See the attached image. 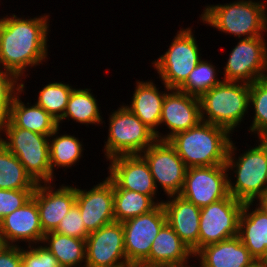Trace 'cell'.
Returning <instances> with one entry per match:
<instances>
[{"label": "cell", "instance_id": "cell-1", "mask_svg": "<svg viewBox=\"0 0 267 267\" xmlns=\"http://www.w3.org/2000/svg\"><path fill=\"white\" fill-rule=\"evenodd\" d=\"M0 16V67L25 84L29 73L50 59V14ZM49 36V37H48ZM49 54V55H48ZM34 68V69H33Z\"/></svg>", "mask_w": 267, "mask_h": 267}, {"label": "cell", "instance_id": "cell-2", "mask_svg": "<svg viewBox=\"0 0 267 267\" xmlns=\"http://www.w3.org/2000/svg\"><path fill=\"white\" fill-rule=\"evenodd\" d=\"M234 141L226 160L229 194L240 202L254 203L267 190V139L255 138L245 150Z\"/></svg>", "mask_w": 267, "mask_h": 267}, {"label": "cell", "instance_id": "cell-3", "mask_svg": "<svg viewBox=\"0 0 267 267\" xmlns=\"http://www.w3.org/2000/svg\"><path fill=\"white\" fill-rule=\"evenodd\" d=\"M202 8L198 22L220 34L230 35L229 38L233 36L237 40L267 36V0H233L206 4Z\"/></svg>", "mask_w": 267, "mask_h": 267}, {"label": "cell", "instance_id": "cell-4", "mask_svg": "<svg viewBox=\"0 0 267 267\" xmlns=\"http://www.w3.org/2000/svg\"><path fill=\"white\" fill-rule=\"evenodd\" d=\"M232 137L225 128L200 121L195 127L174 134L168 141L189 168L226 164Z\"/></svg>", "mask_w": 267, "mask_h": 267}, {"label": "cell", "instance_id": "cell-5", "mask_svg": "<svg viewBox=\"0 0 267 267\" xmlns=\"http://www.w3.org/2000/svg\"><path fill=\"white\" fill-rule=\"evenodd\" d=\"M250 84L222 81L200 99L201 121L220 126L232 135L249 115ZM237 129V130H236Z\"/></svg>", "mask_w": 267, "mask_h": 267}, {"label": "cell", "instance_id": "cell-6", "mask_svg": "<svg viewBox=\"0 0 267 267\" xmlns=\"http://www.w3.org/2000/svg\"><path fill=\"white\" fill-rule=\"evenodd\" d=\"M0 141L36 184L58 181L51 172L49 136L17 127L8 119L0 126Z\"/></svg>", "mask_w": 267, "mask_h": 267}, {"label": "cell", "instance_id": "cell-7", "mask_svg": "<svg viewBox=\"0 0 267 267\" xmlns=\"http://www.w3.org/2000/svg\"><path fill=\"white\" fill-rule=\"evenodd\" d=\"M181 27L169 45H166L168 49H165L164 54L151 61L155 73L159 76L157 79L169 89H179L202 59V48L198 45L200 43H197L193 26Z\"/></svg>", "mask_w": 267, "mask_h": 267}, {"label": "cell", "instance_id": "cell-8", "mask_svg": "<svg viewBox=\"0 0 267 267\" xmlns=\"http://www.w3.org/2000/svg\"><path fill=\"white\" fill-rule=\"evenodd\" d=\"M120 104L107 114L108 134L102 149L106 160L118 155L141 154L157 140L151 129L123 103Z\"/></svg>", "mask_w": 267, "mask_h": 267}, {"label": "cell", "instance_id": "cell-9", "mask_svg": "<svg viewBox=\"0 0 267 267\" xmlns=\"http://www.w3.org/2000/svg\"><path fill=\"white\" fill-rule=\"evenodd\" d=\"M267 36L239 39L222 65L223 81L253 83L267 77Z\"/></svg>", "mask_w": 267, "mask_h": 267}, {"label": "cell", "instance_id": "cell-10", "mask_svg": "<svg viewBox=\"0 0 267 267\" xmlns=\"http://www.w3.org/2000/svg\"><path fill=\"white\" fill-rule=\"evenodd\" d=\"M244 203L231 195L200 210L198 251L206 245L238 236Z\"/></svg>", "mask_w": 267, "mask_h": 267}, {"label": "cell", "instance_id": "cell-11", "mask_svg": "<svg viewBox=\"0 0 267 267\" xmlns=\"http://www.w3.org/2000/svg\"><path fill=\"white\" fill-rule=\"evenodd\" d=\"M179 195L199 208L228 197L226 164L187 168Z\"/></svg>", "mask_w": 267, "mask_h": 267}, {"label": "cell", "instance_id": "cell-12", "mask_svg": "<svg viewBox=\"0 0 267 267\" xmlns=\"http://www.w3.org/2000/svg\"><path fill=\"white\" fill-rule=\"evenodd\" d=\"M140 155L148 163L157 190L165 197L179 195L187 167L169 141L156 140Z\"/></svg>", "mask_w": 267, "mask_h": 267}, {"label": "cell", "instance_id": "cell-13", "mask_svg": "<svg viewBox=\"0 0 267 267\" xmlns=\"http://www.w3.org/2000/svg\"><path fill=\"white\" fill-rule=\"evenodd\" d=\"M166 223L162 204L149 213L122 222L125 254L130 265L143 263L149 257L152 242Z\"/></svg>", "mask_w": 267, "mask_h": 267}, {"label": "cell", "instance_id": "cell-14", "mask_svg": "<svg viewBox=\"0 0 267 267\" xmlns=\"http://www.w3.org/2000/svg\"><path fill=\"white\" fill-rule=\"evenodd\" d=\"M108 161L106 176L113 182L114 189L142 193L162 204L163 199L158 197L160 192L156 188L148 163L140 154L118 155L106 162Z\"/></svg>", "mask_w": 267, "mask_h": 267}, {"label": "cell", "instance_id": "cell-15", "mask_svg": "<svg viewBox=\"0 0 267 267\" xmlns=\"http://www.w3.org/2000/svg\"><path fill=\"white\" fill-rule=\"evenodd\" d=\"M123 224L111 222L91 232L86 239L85 267H129Z\"/></svg>", "mask_w": 267, "mask_h": 267}, {"label": "cell", "instance_id": "cell-16", "mask_svg": "<svg viewBox=\"0 0 267 267\" xmlns=\"http://www.w3.org/2000/svg\"><path fill=\"white\" fill-rule=\"evenodd\" d=\"M104 178L87 189L76 185L75 204L89 233L115 221L114 184L106 175Z\"/></svg>", "mask_w": 267, "mask_h": 267}, {"label": "cell", "instance_id": "cell-17", "mask_svg": "<svg viewBox=\"0 0 267 267\" xmlns=\"http://www.w3.org/2000/svg\"><path fill=\"white\" fill-rule=\"evenodd\" d=\"M200 121L199 97L184 93L179 89H170L162 104L159 140H168L178 132L195 127ZM162 128L166 129V132L163 130L161 132Z\"/></svg>", "mask_w": 267, "mask_h": 267}, {"label": "cell", "instance_id": "cell-18", "mask_svg": "<svg viewBox=\"0 0 267 267\" xmlns=\"http://www.w3.org/2000/svg\"><path fill=\"white\" fill-rule=\"evenodd\" d=\"M73 185L60 183L57 186L55 182L36 185L32 197L36 200L44 233L54 231L76 203V185Z\"/></svg>", "mask_w": 267, "mask_h": 267}, {"label": "cell", "instance_id": "cell-19", "mask_svg": "<svg viewBox=\"0 0 267 267\" xmlns=\"http://www.w3.org/2000/svg\"><path fill=\"white\" fill-rule=\"evenodd\" d=\"M0 233L6 245L21 246L25 243L23 246L28 247L42 243L45 233L36 200L32 197L22 207L6 215L0 222Z\"/></svg>", "mask_w": 267, "mask_h": 267}, {"label": "cell", "instance_id": "cell-20", "mask_svg": "<svg viewBox=\"0 0 267 267\" xmlns=\"http://www.w3.org/2000/svg\"><path fill=\"white\" fill-rule=\"evenodd\" d=\"M144 81L136 79L133 95L129 104L122 102L132 113H134L149 129H151L157 140H159V127L162 114V104L166 93L170 90L164 83L163 91L160 85H156L155 79ZM160 86V88L158 87Z\"/></svg>", "mask_w": 267, "mask_h": 267}, {"label": "cell", "instance_id": "cell-21", "mask_svg": "<svg viewBox=\"0 0 267 267\" xmlns=\"http://www.w3.org/2000/svg\"><path fill=\"white\" fill-rule=\"evenodd\" d=\"M167 223L179 238L192 250L198 252L200 210L180 195H171L162 201Z\"/></svg>", "mask_w": 267, "mask_h": 267}, {"label": "cell", "instance_id": "cell-22", "mask_svg": "<svg viewBox=\"0 0 267 267\" xmlns=\"http://www.w3.org/2000/svg\"><path fill=\"white\" fill-rule=\"evenodd\" d=\"M194 261L200 267H255L258 263L236 236L201 248Z\"/></svg>", "mask_w": 267, "mask_h": 267}, {"label": "cell", "instance_id": "cell-23", "mask_svg": "<svg viewBox=\"0 0 267 267\" xmlns=\"http://www.w3.org/2000/svg\"><path fill=\"white\" fill-rule=\"evenodd\" d=\"M190 262H194L192 250L166 223L152 242L149 257L143 263L179 267L189 265Z\"/></svg>", "mask_w": 267, "mask_h": 267}, {"label": "cell", "instance_id": "cell-24", "mask_svg": "<svg viewBox=\"0 0 267 267\" xmlns=\"http://www.w3.org/2000/svg\"><path fill=\"white\" fill-rule=\"evenodd\" d=\"M238 237L258 263L267 252V213L255 203H244Z\"/></svg>", "mask_w": 267, "mask_h": 267}, {"label": "cell", "instance_id": "cell-25", "mask_svg": "<svg viewBox=\"0 0 267 267\" xmlns=\"http://www.w3.org/2000/svg\"><path fill=\"white\" fill-rule=\"evenodd\" d=\"M27 83L21 84V90L15 95L11 104L9 119L22 129L50 136L58 127L57 121L34 101H22L23 94L27 95ZM23 93V94H22ZM22 95V96H21Z\"/></svg>", "mask_w": 267, "mask_h": 267}, {"label": "cell", "instance_id": "cell-26", "mask_svg": "<svg viewBox=\"0 0 267 267\" xmlns=\"http://www.w3.org/2000/svg\"><path fill=\"white\" fill-rule=\"evenodd\" d=\"M92 91L91 88H85V85L84 88L75 87L72 90L64 115L57 122L58 126L65 128L62 127V123H69L73 120L71 123L82 124L87 128L89 125L101 127L104 123L102 126L103 129L106 122L100 109L101 106L98 104L99 101L96 99L97 95L95 96Z\"/></svg>", "mask_w": 267, "mask_h": 267}, {"label": "cell", "instance_id": "cell-27", "mask_svg": "<svg viewBox=\"0 0 267 267\" xmlns=\"http://www.w3.org/2000/svg\"><path fill=\"white\" fill-rule=\"evenodd\" d=\"M60 129L62 130V128L58 126L49 136L50 167L51 172L55 177L57 169L60 168L66 172L67 169H72L74 166L77 167L76 164L80 163L81 158L85 157L83 156L85 150L83 145L84 139L81 138L80 140L78 135L68 134L65 130L61 134Z\"/></svg>", "mask_w": 267, "mask_h": 267}, {"label": "cell", "instance_id": "cell-28", "mask_svg": "<svg viewBox=\"0 0 267 267\" xmlns=\"http://www.w3.org/2000/svg\"><path fill=\"white\" fill-rule=\"evenodd\" d=\"M56 258L61 267H85L86 240L48 232L43 236L41 243Z\"/></svg>", "mask_w": 267, "mask_h": 267}, {"label": "cell", "instance_id": "cell-29", "mask_svg": "<svg viewBox=\"0 0 267 267\" xmlns=\"http://www.w3.org/2000/svg\"><path fill=\"white\" fill-rule=\"evenodd\" d=\"M159 204L151 197L125 189H114L115 221L124 222L154 210Z\"/></svg>", "mask_w": 267, "mask_h": 267}, {"label": "cell", "instance_id": "cell-30", "mask_svg": "<svg viewBox=\"0 0 267 267\" xmlns=\"http://www.w3.org/2000/svg\"><path fill=\"white\" fill-rule=\"evenodd\" d=\"M249 111L253 113L246 117L247 119L251 117L247 132L256 139H267V77L250 84Z\"/></svg>", "mask_w": 267, "mask_h": 267}, {"label": "cell", "instance_id": "cell-31", "mask_svg": "<svg viewBox=\"0 0 267 267\" xmlns=\"http://www.w3.org/2000/svg\"><path fill=\"white\" fill-rule=\"evenodd\" d=\"M36 185L18 158L0 142V189H35Z\"/></svg>", "mask_w": 267, "mask_h": 267}, {"label": "cell", "instance_id": "cell-32", "mask_svg": "<svg viewBox=\"0 0 267 267\" xmlns=\"http://www.w3.org/2000/svg\"><path fill=\"white\" fill-rule=\"evenodd\" d=\"M75 86L64 81L48 82L38 91L33 101L49 113L57 122L63 117L69 97Z\"/></svg>", "mask_w": 267, "mask_h": 267}, {"label": "cell", "instance_id": "cell-33", "mask_svg": "<svg viewBox=\"0 0 267 267\" xmlns=\"http://www.w3.org/2000/svg\"><path fill=\"white\" fill-rule=\"evenodd\" d=\"M214 64L216 63H213L211 58L208 61L203 57L179 90L200 98L205 92L219 85L223 81L221 70Z\"/></svg>", "mask_w": 267, "mask_h": 267}, {"label": "cell", "instance_id": "cell-34", "mask_svg": "<svg viewBox=\"0 0 267 267\" xmlns=\"http://www.w3.org/2000/svg\"><path fill=\"white\" fill-rule=\"evenodd\" d=\"M21 90V81L0 67V126L9 119L11 104Z\"/></svg>", "mask_w": 267, "mask_h": 267}, {"label": "cell", "instance_id": "cell-35", "mask_svg": "<svg viewBox=\"0 0 267 267\" xmlns=\"http://www.w3.org/2000/svg\"><path fill=\"white\" fill-rule=\"evenodd\" d=\"M22 267H61L53 254L41 243L22 246Z\"/></svg>", "mask_w": 267, "mask_h": 267}, {"label": "cell", "instance_id": "cell-36", "mask_svg": "<svg viewBox=\"0 0 267 267\" xmlns=\"http://www.w3.org/2000/svg\"><path fill=\"white\" fill-rule=\"evenodd\" d=\"M83 222L79 207L74 204L53 232L86 240L90 233Z\"/></svg>", "mask_w": 267, "mask_h": 267}, {"label": "cell", "instance_id": "cell-37", "mask_svg": "<svg viewBox=\"0 0 267 267\" xmlns=\"http://www.w3.org/2000/svg\"><path fill=\"white\" fill-rule=\"evenodd\" d=\"M34 189H0V222L8 214L22 207L33 196Z\"/></svg>", "mask_w": 267, "mask_h": 267}, {"label": "cell", "instance_id": "cell-38", "mask_svg": "<svg viewBox=\"0 0 267 267\" xmlns=\"http://www.w3.org/2000/svg\"><path fill=\"white\" fill-rule=\"evenodd\" d=\"M0 267H22V246L5 245L0 251Z\"/></svg>", "mask_w": 267, "mask_h": 267}, {"label": "cell", "instance_id": "cell-39", "mask_svg": "<svg viewBox=\"0 0 267 267\" xmlns=\"http://www.w3.org/2000/svg\"><path fill=\"white\" fill-rule=\"evenodd\" d=\"M254 203L267 213V190Z\"/></svg>", "mask_w": 267, "mask_h": 267}, {"label": "cell", "instance_id": "cell-40", "mask_svg": "<svg viewBox=\"0 0 267 267\" xmlns=\"http://www.w3.org/2000/svg\"><path fill=\"white\" fill-rule=\"evenodd\" d=\"M129 267H170V266H165V265H150V264H145V263H136L132 264Z\"/></svg>", "mask_w": 267, "mask_h": 267}, {"label": "cell", "instance_id": "cell-41", "mask_svg": "<svg viewBox=\"0 0 267 267\" xmlns=\"http://www.w3.org/2000/svg\"><path fill=\"white\" fill-rule=\"evenodd\" d=\"M258 265L260 267H267V252L266 254L260 259V261L258 262Z\"/></svg>", "mask_w": 267, "mask_h": 267}, {"label": "cell", "instance_id": "cell-42", "mask_svg": "<svg viewBox=\"0 0 267 267\" xmlns=\"http://www.w3.org/2000/svg\"><path fill=\"white\" fill-rule=\"evenodd\" d=\"M5 245L6 244H5V242H4V240H3L2 236H1V233H0V251Z\"/></svg>", "mask_w": 267, "mask_h": 267}, {"label": "cell", "instance_id": "cell-43", "mask_svg": "<svg viewBox=\"0 0 267 267\" xmlns=\"http://www.w3.org/2000/svg\"><path fill=\"white\" fill-rule=\"evenodd\" d=\"M179 267H200V266L199 265L196 266V263L194 261V263L191 262V265L189 264V265H186V266H179Z\"/></svg>", "mask_w": 267, "mask_h": 267}]
</instances>
